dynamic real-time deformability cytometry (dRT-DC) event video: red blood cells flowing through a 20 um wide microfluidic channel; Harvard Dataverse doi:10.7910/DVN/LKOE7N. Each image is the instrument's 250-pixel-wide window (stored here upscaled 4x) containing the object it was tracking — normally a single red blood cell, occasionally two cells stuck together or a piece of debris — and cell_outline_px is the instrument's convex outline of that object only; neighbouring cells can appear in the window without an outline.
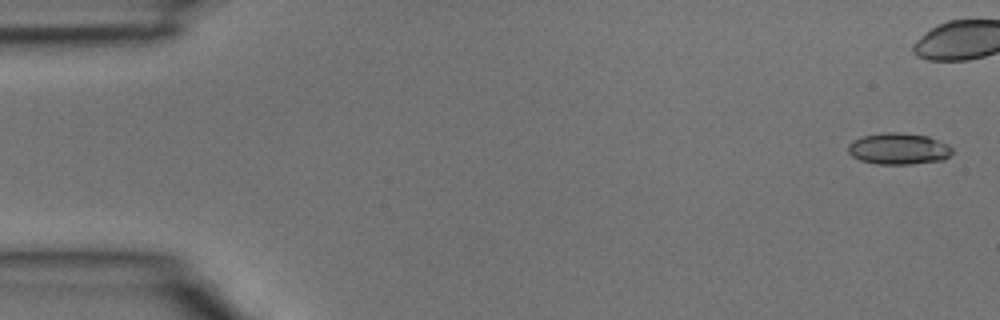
{"species": "common noctule bat (a hibernating species)", "species_latin": "Nyctalus noctula", "temperature_condition": "room temperature", "stored_images_in_passage": 5, "camera_frame_rate_fps": 3000, "um_per_image_px": 0.085, "animal": {"sex": "male", "body_mass_g": 15.6}, "frame": {"image": 1, "passage_image": 1, "time_ms": 0.0, "image_size_px": [1000, 320], "cell_outline_px": [[952, 152], [944, 160], [908, 164], [876, 164], [860, 160], [852, 156], [848, 152], [848, 144], [852, 140], [864, 136], [884, 132], [900, 132], [928, 136], [948, 144], [952, 148]], "centroid_in_image_um": [76.37, 12.64], "position_along_channel_um": 8.6, "area_um2": 19.13}}